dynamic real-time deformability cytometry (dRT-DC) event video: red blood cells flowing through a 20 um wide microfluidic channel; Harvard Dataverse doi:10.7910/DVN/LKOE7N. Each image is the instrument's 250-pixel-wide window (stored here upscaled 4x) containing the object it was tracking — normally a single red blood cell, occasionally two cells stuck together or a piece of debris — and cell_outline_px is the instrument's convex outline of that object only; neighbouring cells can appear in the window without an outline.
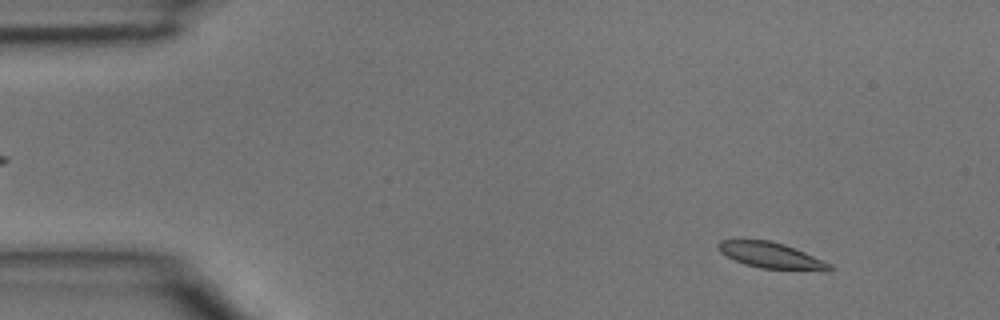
{"species": "common noctule bat (a hibernating species)", "species_latin": "Nyctalus noctula", "temperature_condition": "room temperature", "stored_images_in_passage": 44, "camera_frame_rate_fps": 3000, "um_per_image_px": 0.085, "animal": {"sex": "male", "body_mass_g": 15.6}, "frame": {"image": 1, "passage_image": 3, "time_ms": 0.667, "image_size_px": [1000, 320], "cell_outline_px": [[832, 268], [828, 272], [824, 272], [760, 268], [744, 264], [720, 252], [716, 248], [716, 244], [720, 240], [768, 240], [784, 244], [804, 252], [832, 264]], "centroid_in_image_um": [65.58, 21.73], "position_along_channel_um": 19.4, "area_um2": 16.99}}
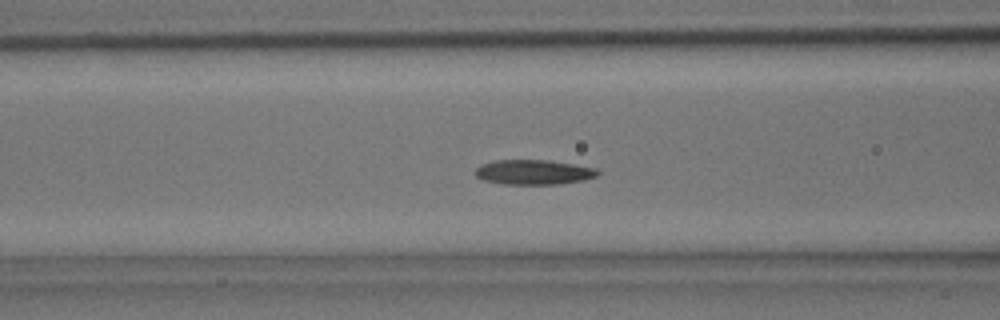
{"frame": {"image": 2, "passage_image": 16, "time_ms": 5.0, "image_size_px": [1000, 320], "cell_outline_px": [[600, 172], [596, 176], [584, 180], [560, 184], [504, 184], [484, 180], [476, 176], [472, 172], [480, 164], [496, 160], [548, 160], [596, 168]], "centroid_in_image_um": [45.33, 14.63], "position_along_channel_um": 121.3, "area_um2": 17.74}}
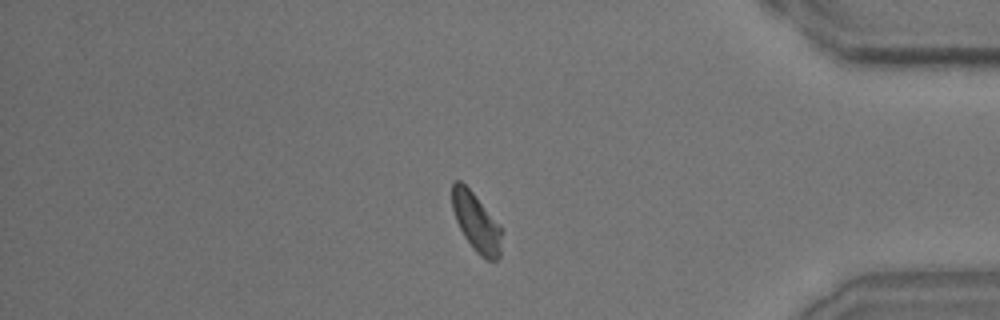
{"frame": {"image": 3, "passage_image": 37, "time_ms": 12.0, "image_size_px": [1000, 320], "cell_outline_px": [[500, 256], [496, 260], [484, 260], [476, 252], [464, 236], [456, 220], [452, 208], [452, 184], [456, 180], [460, 180], [472, 192], [500, 228]], "centroid_in_image_um": [40.43, 18.92], "position_along_channel_um": 394.8, "area_um2": 16.24}}